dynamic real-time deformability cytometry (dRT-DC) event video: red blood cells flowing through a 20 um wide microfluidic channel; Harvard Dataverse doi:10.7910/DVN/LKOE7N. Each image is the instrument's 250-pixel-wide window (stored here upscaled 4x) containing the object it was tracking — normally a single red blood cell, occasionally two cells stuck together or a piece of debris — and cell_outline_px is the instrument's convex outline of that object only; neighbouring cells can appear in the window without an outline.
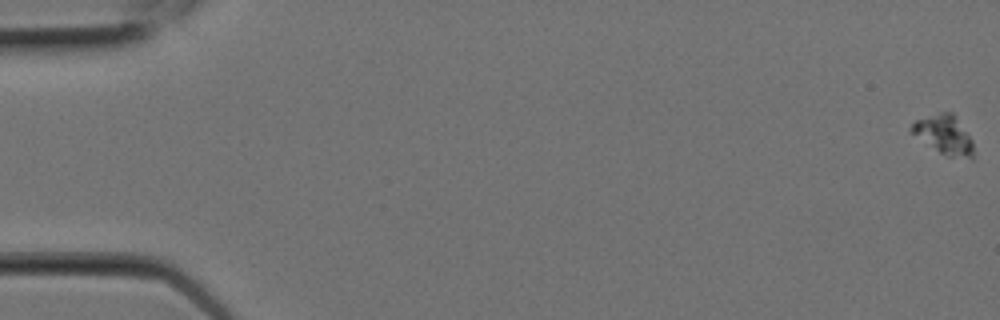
{"species": "Egyptian fruit bat (a non-hibernating species)", "species_latin": "Rousettus aegyptiacus", "temperature_condition": "room temperature", "stored_images_in_passage": 8, "camera_frame_rate_fps": 3000, "um_per_image_px": 0.085, "animal": {"sex": "female"}, "frame": {"image": 1, "passage_image": 1, "time_ms": 0.0, "image_size_px": [1000, 320], "cell_outline_px": [[972, 160], [948, 156], [940, 152], [912, 132], [908, 128], [916, 120], [940, 112], [952, 112], [956, 116], [972, 140]], "centroid_in_image_um": [80.28, 11.44], "position_along_channel_um": 4.7, "area_um2": 13.7}}